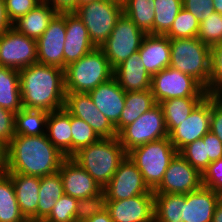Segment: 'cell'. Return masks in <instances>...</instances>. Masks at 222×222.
<instances>
[{
	"label": "cell",
	"instance_id": "6da1fadb",
	"mask_svg": "<svg viewBox=\"0 0 222 222\" xmlns=\"http://www.w3.org/2000/svg\"><path fill=\"white\" fill-rule=\"evenodd\" d=\"M7 148L6 173L48 176L57 173L67 158L50 142L46 134L15 135Z\"/></svg>",
	"mask_w": 222,
	"mask_h": 222
},
{
	"label": "cell",
	"instance_id": "7a4b0ae2",
	"mask_svg": "<svg viewBox=\"0 0 222 222\" xmlns=\"http://www.w3.org/2000/svg\"><path fill=\"white\" fill-rule=\"evenodd\" d=\"M22 106L52 112L64 108V70L34 63L19 71Z\"/></svg>",
	"mask_w": 222,
	"mask_h": 222
},
{
	"label": "cell",
	"instance_id": "3957f363",
	"mask_svg": "<svg viewBox=\"0 0 222 222\" xmlns=\"http://www.w3.org/2000/svg\"><path fill=\"white\" fill-rule=\"evenodd\" d=\"M127 153L118 137L100 138L70 158L83 168L103 189L111 180Z\"/></svg>",
	"mask_w": 222,
	"mask_h": 222
},
{
	"label": "cell",
	"instance_id": "277c9868",
	"mask_svg": "<svg viewBox=\"0 0 222 222\" xmlns=\"http://www.w3.org/2000/svg\"><path fill=\"white\" fill-rule=\"evenodd\" d=\"M114 70L103 51L95 48L64 70L66 93H88L113 77Z\"/></svg>",
	"mask_w": 222,
	"mask_h": 222
},
{
	"label": "cell",
	"instance_id": "5b68a950",
	"mask_svg": "<svg viewBox=\"0 0 222 222\" xmlns=\"http://www.w3.org/2000/svg\"><path fill=\"white\" fill-rule=\"evenodd\" d=\"M177 153L169 137H164L130 150L127 156L137 166L149 189L154 191Z\"/></svg>",
	"mask_w": 222,
	"mask_h": 222
},
{
	"label": "cell",
	"instance_id": "8992f818",
	"mask_svg": "<svg viewBox=\"0 0 222 222\" xmlns=\"http://www.w3.org/2000/svg\"><path fill=\"white\" fill-rule=\"evenodd\" d=\"M171 58L169 67L188 74L205 88L210 80V46L198 37L169 39Z\"/></svg>",
	"mask_w": 222,
	"mask_h": 222
},
{
	"label": "cell",
	"instance_id": "52a82bcc",
	"mask_svg": "<svg viewBox=\"0 0 222 222\" xmlns=\"http://www.w3.org/2000/svg\"><path fill=\"white\" fill-rule=\"evenodd\" d=\"M74 12L87 28L91 42L100 48L123 13V5L115 0H97L77 7Z\"/></svg>",
	"mask_w": 222,
	"mask_h": 222
},
{
	"label": "cell",
	"instance_id": "ba28073f",
	"mask_svg": "<svg viewBox=\"0 0 222 222\" xmlns=\"http://www.w3.org/2000/svg\"><path fill=\"white\" fill-rule=\"evenodd\" d=\"M145 35L128 16L121 14L110 36L100 46L113 70L138 52Z\"/></svg>",
	"mask_w": 222,
	"mask_h": 222
},
{
	"label": "cell",
	"instance_id": "9c48e42d",
	"mask_svg": "<svg viewBox=\"0 0 222 222\" xmlns=\"http://www.w3.org/2000/svg\"><path fill=\"white\" fill-rule=\"evenodd\" d=\"M151 90L156 103L172 98H205V87L194 77L167 67L152 76Z\"/></svg>",
	"mask_w": 222,
	"mask_h": 222
},
{
	"label": "cell",
	"instance_id": "30bf717a",
	"mask_svg": "<svg viewBox=\"0 0 222 222\" xmlns=\"http://www.w3.org/2000/svg\"><path fill=\"white\" fill-rule=\"evenodd\" d=\"M117 137L126 153L146 143L168 137L161 106L157 103L133 123L124 127Z\"/></svg>",
	"mask_w": 222,
	"mask_h": 222
},
{
	"label": "cell",
	"instance_id": "8fae6325",
	"mask_svg": "<svg viewBox=\"0 0 222 222\" xmlns=\"http://www.w3.org/2000/svg\"><path fill=\"white\" fill-rule=\"evenodd\" d=\"M37 41L13 27L0 34V66L20 71L37 63Z\"/></svg>",
	"mask_w": 222,
	"mask_h": 222
},
{
	"label": "cell",
	"instance_id": "7c38bea8",
	"mask_svg": "<svg viewBox=\"0 0 222 222\" xmlns=\"http://www.w3.org/2000/svg\"><path fill=\"white\" fill-rule=\"evenodd\" d=\"M103 190L107 201L128 199L136 195H154L144 182L141 172L128 156L119 164Z\"/></svg>",
	"mask_w": 222,
	"mask_h": 222
},
{
	"label": "cell",
	"instance_id": "4fadbf2b",
	"mask_svg": "<svg viewBox=\"0 0 222 222\" xmlns=\"http://www.w3.org/2000/svg\"><path fill=\"white\" fill-rule=\"evenodd\" d=\"M202 186V174L179 153L170 162L154 194H187Z\"/></svg>",
	"mask_w": 222,
	"mask_h": 222
},
{
	"label": "cell",
	"instance_id": "5bb4252c",
	"mask_svg": "<svg viewBox=\"0 0 222 222\" xmlns=\"http://www.w3.org/2000/svg\"><path fill=\"white\" fill-rule=\"evenodd\" d=\"M211 96L207 95L191 112L187 119L175 127L168 137L179 152L184 146L205 136L210 131Z\"/></svg>",
	"mask_w": 222,
	"mask_h": 222
},
{
	"label": "cell",
	"instance_id": "9a60e30c",
	"mask_svg": "<svg viewBox=\"0 0 222 222\" xmlns=\"http://www.w3.org/2000/svg\"><path fill=\"white\" fill-rule=\"evenodd\" d=\"M64 109L85 121L100 138L118 136L115 126L99 111L88 93H66Z\"/></svg>",
	"mask_w": 222,
	"mask_h": 222
},
{
	"label": "cell",
	"instance_id": "2e32d148",
	"mask_svg": "<svg viewBox=\"0 0 222 222\" xmlns=\"http://www.w3.org/2000/svg\"><path fill=\"white\" fill-rule=\"evenodd\" d=\"M65 39V11H62L53 17L46 31L37 40L38 63L64 70Z\"/></svg>",
	"mask_w": 222,
	"mask_h": 222
},
{
	"label": "cell",
	"instance_id": "e0dca14e",
	"mask_svg": "<svg viewBox=\"0 0 222 222\" xmlns=\"http://www.w3.org/2000/svg\"><path fill=\"white\" fill-rule=\"evenodd\" d=\"M106 210L113 222H154V195L107 201Z\"/></svg>",
	"mask_w": 222,
	"mask_h": 222
},
{
	"label": "cell",
	"instance_id": "ac0fdd59",
	"mask_svg": "<svg viewBox=\"0 0 222 222\" xmlns=\"http://www.w3.org/2000/svg\"><path fill=\"white\" fill-rule=\"evenodd\" d=\"M66 39L64 44V70L96 47L91 42L87 28L74 11H65Z\"/></svg>",
	"mask_w": 222,
	"mask_h": 222
},
{
	"label": "cell",
	"instance_id": "d6986e66",
	"mask_svg": "<svg viewBox=\"0 0 222 222\" xmlns=\"http://www.w3.org/2000/svg\"><path fill=\"white\" fill-rule=\"evenodd\" d=\"M63 183L64 194L77 199L88 198L103 189L97 182L70 157L66 158L58 171Z\"/></svg>",
	"mask_w": 222,
	"mask_h": 222
},
{
	"label": "cell",
	"instance_id": "ffe728a7",
	"mask_svg": "<svg viewBox=\"0 0 222 222\" xmlns=\"http://www.w3.org/2000/svg\"><path fill=\"white\" fill-rule=\"evenodd\" d=\"M95 106L115 126L125 107L126 92L113 76L88 92Z\"/></svg>",
	"mask_w": 222,
	"mask_h": 222
},
{
	"label": "cell",
	"instance_id": "44dd1931",
	"mask_svg": "<svg viewBox=\"0 0 222 222\" xmlns=\"http://www.w3.org/2000/svg\"><path fill=\"white\" fill-rule=\"evenodd\" d=\"M145 70L151 76L169 67L171 50L166 35L146 34L138 50Z\"/></svg>",
	"mask_w": 222,
	"mask_h": 222
},
{
	"label": "cell",
	"instance_id": "7402d4cb",
	"mask_svg": "<svg viewBox=\"0 0 222 222\" xmlns=\"http://www.w3.org/2000/svg\"><path fill=\"white\" fill-rule=\"evenodd\" d=\"M217 205L216 191L202 185L184 195V222H212Z\"/></svg>",
	"mask_w": 222,
	"mask_h": 222
},
{
	"label": "cell",
	"instance_id": "603a6c76",
	"mask_svg": "<svg viewBox=\"0 0 222 222\" xmlns=\"http://www.w3.org/2000/svg\"><path fill=\"white\" fill-rule=\"evenodd\" d=\"M113 76L125 92L151 89L152 76L147 73L138 52L114 69Z\"/></svg>",
	"mask_w": 222,
	"mask_h": 222
},
{
	"label": "cell",
	"instance_id": "cb8c5ba5",
	"mask_svg": "<svg viewBox=\"0 0 222 222\" xmlns=\"http://www.w3.org/2000/svg\"><path fill=\"white\" fill-rule=\"evenodd\" d=\"M15 189L21 213L29 222H37L40 177L20 173H7Z\"/></svg>",
	"mask_w": 222,
	"mask_h": 222
},
{
	"label": "cell",
	"instance_id": "d4e9b609",
	"mask_svg": "<svg viewBox=\"0 0 222 222\" xmlns=\"http://www.w3.org/2000/svg\"><path fill=\"white\" fill-rule=\"evenodd\" d=\"M58 13L48 2L42 0L30 12L12 23V27L36 41L49 26L50 21Z\"/></svg>",
	"mask_w": 222,
	"mask_h": 222
},
{
	"label": "cell",
	"instance_id": "484cf974",
	"mask_svg": "<svg viewBox=\"0 0 222 222\" xmlns=\"http://www.w3.org/2000/svg\"><path fill=\"white\" fill-rule=\"evenodd\" d=\"M46 136L67 158L72 156L71 115L63 108L49 112Z\"/></svg>",
	"mask_w": 222,
	"mask_h": 222
},
{
	"label": "cell",
	"instance_id": "4316f807",
	"mask_svg": "<svg viewBox=\"0 0 222 222\" xmlns=\"http://www.w3.org/2000/svg\"><path fill=\"white\" fill-rule=\"evenodd\" d=\"M152 90L126 92L125 107L115 125L117 134L156 105Z\"/></svg>",
	"mask_w": 222,
	"mask_h": 222
},
{
	"label": "cell",
	"instance_id": "83f0119b",
	"mask_svg": "<svg viewBox=\"0 0 222 222\" xmlns=\"http://www.w3.org/2000/svg\"><path fill=\"white\" fill-rule=\"evenodd\" d=\"M0 107L13 113L23 108L18 70L0 66Z\"/></svg>",
	"mask_w": 222,
	"mask_h": 222
},
{
	"label": "cell",
	"instance_id": "f1b7e54d",
	"mask_svg": "<svg viewBox=\"0 0 222 222\" xmlns=\"http://www.w3.org/2000/svg\"><path fill=\"white\" fill-rule=\"evenodd\" d=\"M64 194L60 174L40 177L37 222H42L51 212L56 201Z\"/></svg>",
	"mask_w": 222,
	"mask_h": 222
},
{
	"label": "cell",
	"instance_id": "f546056e",
	"mask_svg": "<svg viewBox=\"0 0 222 222\" xmlns=\"http://www.w3.org/2000/svg\"><path fill=\"white\" fill-rule=\"evenodd\" d=\"M154 222H184V195L154 194Z\"/></svg>",
	"mask_w": 222,
	"mask_h": 222
},
{
	"label": "cell",
	"instance_id": "4dcf8cb0",
	"mask_svg": "<svg viewBox=\"0 0 222 222\" xmlns=\"http://www.w3.org/2000/svg\"><path fill=\"white\" fill-rule=\"evenodd\" d=\"M0 222H29L21 213L11 177L0 173Z\"/></svg>",
	"mask_w": 222,
	"mask_h": 222
},
{
	"label": "cell",
	"instance_id": "1f68e13d",
	"mask_svg": "<svg viewBox=\"0 0 222 222\" xmlns=\"http://www.w3.org/2000/svg\"><path fill=\"white\" fill-rule=\"evenodd\" d=\"M204 98H172L159 103L162 108L167 133L179 126Z\"/></svg>",
	"mask_w": 222,
	"mask_h": 222
},
{
	"label": "cell",
	"instance_id": "d6a6232c",
	"mask_svg": "<svg viewBox=\"0 0 222 222\" xmlns=\"http://www.w3.org/2000/svg\"><path fill=\"white\" fill-rule=\"evenodd\" d=\"M49 113L44 110L22 108L15 114V135L38 136L46 134Z\"/></svg>",
	"mask_w": 222,
	"mask_h": 222
},
{
	"label": "cell",
	"instance_id": "836d02e7",
	"mask_svg": "<svg viewBox=\"0 0 222 222\" xmlns=\"http://www.w3.org/2000/svg\"><path fill=\"white\" fill-rule=\"evenodd\" d=\"M123 13L146 34H153V22L155 18L154 0H125Z\"/></svg>",
	"mask_w": 222,
	"mask_h": 222
},
{
	"label": "cell",
	"instance_id": "e575fe53",
	"mask_svg": "<svg viewBox=\"0 0 222 222\" xmlns=\"http://www.w3.org/2000/svg\"><path fill=\"white\" fill-rule=\"evenodd\" d=\"M154 2L153 34L166 35L172 27L177 14L183 8L182 0H154Z\"/></svg>",
	"mask_w": 222,
	"mask_h": 222
},
{
	"label": "cell",
	"instance_id": "d590c367",
	"mask_svg": "<svg viewBox=\"0 0 222 222\" xmlns=\"http://www.w3.org/2000/svg\"><path fill=\"white\" fill-rule=\"evenodd\" d=\"M200 23L189 11L182 8L166 36L169 39L197 37Z\"/></svg>",
	"mask_w": 222,
	"mask_h": 222
},
{
	"label": "cell",
	"instance_id": "8d00e7d4",
	"mask_svg": "<svg viewBox=\"0 0 222 222\" xmlns=\"http://www.w3.org/2000/svg\"><path fill=\"white\" fill-rule=\"evenodd\" d=\"M72 155L83 147L97 142L100 137L81 118L71 115Z\"/></svg>",
	"mask_w": 222,
	"mask_h": 222
},
{
	"label": "cell",
	"instance_id": "74e56055",
	"mask_svg": "<svg viewBox=\"0 0 222 222\" xmlns=\"http://www.w3.org/2000/svg\"><path fill=\"white\" fill-rule=\"evenodd\" d=\"M107 208V197L102 190L95 196L78 199L76 206L75 221L80 222L88 220L95 214L102 213Z\"/></svg>",
	"mask_w": 222,
	"mask_h": 222
},
{
	"label": "cell",
	"instance_id": "f35d334b",
	"mask_svg": "<svg viewBox=\"0 0 222 222\" xmlns=\"http://www.w3.org/2000/svg\"><path fill=\"white\" fill-rule=\"evenodd\" d=\"M205 90L214 97L222 90V43L210 47V80Z\"/></svg>",
	"mask_w": 222,
	"mask_h": 222
},
{
	"label": "cell",
	"instance_id": "ab89813d",
	"mask_svg": "<svg viewBox=\"0 0 222 222\" xmlns=\"http://www.w3.org/2000/svg\"><path fill=\"white\" fill-rule=\"evenodd\" d=\"M197 37L210 47L222 43V14L214 12L201 21Z\"/></svg>",
	"mask_w": 222,
	"mask_h": 222
},
{
	"label": "cell",
	"instance_id": "60d3db41",
	"mask_svg": "<svg viewBox=\"0 0 222 222\" xmlns=\"http://www.w3.org/2000/svg\"><path fill=\"white\" fill-rule=\"evenodd\" d=\"M78 199L63 194L52 208L50 214L42 222H76V206Z\"/></svg>",
	"mask_w": 222,
	"mask_h": 222
},
{
	"label": "cell",
	"instance_id": "b9f144b4",
	"mask_svg": "<svg viewBox=\"0 0 222 222\" xmlns=\"http://www.w3.org/2000/svg\"><path fill=\"white\" fill-rule=\"evenodd\" d=\"M178 153L201 174L211 163L206 158V144L202 138L184 146Z\"/></svg>",
	"mask_w": 222,
	"mask_h": 222
},
{
	"label": "cell",
	"instance_id": "7bdbcfd3",
	"mask_svg": "<svg viewBox=\"0 0 222 222\" xmlns=\"http://www.w3.org/2000/svg\"><path fill=\"white\" fill-rule=\"evenodd\" d=\"M42 0H5L6 13L9 21L13 23L18 18L30 12Z\"/></svg>",
	"mask_w": 222,
	"mask_h": 222
},
{
	"label": "cell",
	"instance_id": "ee69618b",
	"mask_svg": "<svg viewBox=\"0 0 222 222\" xmlns=\"http://www.w3.org/2000/svg\"><path fill=\"white\" fill-rule=\"evenodd\" d=\"M202 185L213 191L222 188V158L211 162L203 171Z\"/></svg>",
	"mask_w": 222,
	"mask_h": 222
},
{
	"label": "cell",
	"instance_id": "f6af8a7d",
	"mask_svg": "<svg viewBox=\"0 0 222 222\" xmlns=\"http://www.w3.org/2000/svg\"><path fill=\"white\" fill-rule=\"evenodd\" d=\"M183 8L189 11L199 23L214 13L213 0H182Z\"/></svg>",
	"mask_w": 222,
	"mask_h": 222
},
{
	"label": "cell",
	"instance_id": "bcb514c9",
	"mask_svg": "<svg viewBox=\"0 0 222 222\" xmlns=\"http://www.w3.org/2000/svg\"><path fill=\"white\" fill-rule=\"evenodd\" d=\"M15 114L0 107V141L7 146L15 136Z\"/></svg>",
	"mask_w": 222,
	"mask_h": 222
},
{
	"label": "cell",
	"instance_id": "7dc6e473",
	"mask_svg": "<svg viewBox=\"0 0 222 222\" xmlns=\"http://www.w3.org/2000/svg\"><path fill=\"white\" fill-rule=\"evenodd\" d=\"M210 131L222 142V104L211 96Z\"/></svg>",
	"mask_w": 222,
	"mask_h": 222
},
{
	"label": "cell",
	"instance_id": "c3c4849f",
	"mask_svg": "<svg viewBox=\"0 0 222 222\" xmlns=\"http://www.w3.org/2000/svg\"><path fill=\"white\" fill-rule=\"evenodd\" d=\"M206 144V158L211 162L222 158V142L211 131L202 138Z\"/></svg>",
	"mask_w": 222,
	"mask_h": 222
},
{
	"label": "cell",
	"instance_id": "681fc988",
	"mask_svg": "<svg viewBox=\"0 0 222 222\" xmlns=\"http://www.w3.org/2000/svg\"><path fill=\"white\" fill-rule=\"evenodd\" d=\"M44 1L48 2L58 12L75 10V0H44Z\"/></svg>",
	"mask_w": 222,
	"mask_h": 222
},
{
	"label": "cell",
	"instance_id": "f907efd6",
	"mask_svg": "<svg viewBox=\"0 0 222 222\" xmlns=\"http://www.w3.org/2000/svg\"><path fill=\"white\" fill-rule=\"evenodd\" d=\"M12 27L6 13L5 0H0V34Z\"/></svg>",
	"mask_w": 222,
	"mask_h": 222
},
{
	"label": "cell",
	"instance_id": "816d5d0a",
	"mask_svg": "<svg viewBox=\"0 0 222 222\" xmlns=\"http://www.w3.org/2000/svg\"><path fill=\"white\" fill-rule=\"evenodd\" d=\"M7 145L0 141V173H4L7 169Z\"/></svg>",
	"mask_w": 222,
	"mask_h": 222
},
{
	"label": "cell",
	"instance_id": "f5cc1de1",
	"mask_svg": "<svg viewBox=\"0 0 222 222\" xmlns=\"http://www.w3.org/2000/svg\"><path fill=\"white\" fill-rule=\"evenodd\" d=\"M80 222H113L110 217V214L107 210L102 213L95 214L88 220L80 221Z\"/></svg>",
	"mask_w": 222,
	"mask_h": 222
},
{
	"label": "cell",
	"instance_id": "db71d44e",
	"mask_svg": "<svg viewBox=\"0 0 222 222\" xmlns=\"http://www.w3.org/2000/svg\"><path fill=\"white\" fill-rule=\"evenodd\" d=\"M212 222H222V207L220 205L215 208Z\"/></svg>",
	"mask_w": 222,
	"mask_h": 222
},
{
	"label": "cell",
	"instance_id": "11a10c76",
	"mask_svg": "<svg viewBox=\"0 0 222 222\" xmlns=\"http://www.w3.org/2000/svg\"><path fill=\"white\" fill-rule=\"evenodd\" d=\"M214 11L222 14V0H213Z\"/></svg>",
	"mask_w": 222,
	"mask_h": 222
},
{
	"label": "cell",
	"instance_id": "9f6ffc18",
	"mask_svg": "<svg viewBox=\"0 0 222 222\" xmlns=\"http://www.w3.org/2000/svg\"><path fill=\"white\" fill-rule=\"evenodd\" d=\"M92 1H97V0H75V9L83 4L90 3Z\"/></svg>",
	"mask_w": 222,
	"mask_h": 222
},
{
	"label": "cell",
	"instance_id": "6f0895ef",
	"mask_svg": "<svg viewBox=\"0 0 222 222\" xmlns=\"http://www.w3.org/2000/svg\"><path fill=\"white\" fill-rule=\"evenodd\" d=\"M218 205L222 207V188L216 191Z\"/></svg>",
	"mask_w": 222,
	"mask_h": 222
},
{
	"label": "cell",
	"instance_id": "680465c9",
	"mask_svg": "<svg viewBox=\"0 0 222 222\" xmlns=\"http://www.w3.org/2000/svg\"><path fill=\"white\" fill-rule=\"evenodd\" d=\"M215 98L222 104V90L215 96Z\"/></svg>",
	"mask_w": 222,
	"mask_h": 222
},
{
	"label": "cell",
	"instance_id": "91938a15",
	"mask_svg": "<svg viewBox=\"0 0 222 222\" xmlns=\"http://www.w3.org/2000/svg\"><path fill=\"white\" fill-rule=\"evenodd\" d=\"M115 1H118L120 3H123L125 0H115Z\"/></svg>",
	"mask_w": 222,
	"mask_h": 222
}]
</instances>
